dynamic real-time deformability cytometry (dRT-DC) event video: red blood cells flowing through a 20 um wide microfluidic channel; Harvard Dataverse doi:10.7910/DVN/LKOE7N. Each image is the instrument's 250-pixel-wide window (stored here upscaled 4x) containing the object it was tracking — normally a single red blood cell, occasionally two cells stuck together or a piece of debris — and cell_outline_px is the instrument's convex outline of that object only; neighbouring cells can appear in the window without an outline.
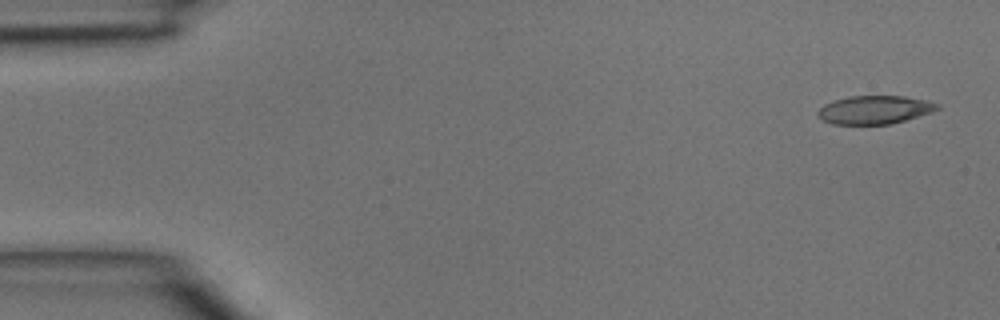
{"species": "common noctule bat (a hibernating species)", "species_latin": "Nyctalus noctula", "temperature_condition": "room temperature", "stored_images_in_passage": 3, "camera_frame_rate_fps": 3000, "um_per_image_px": 0.085, "animal": {"sex": "male", "body_mass_g": 15.6}, "frame": {"image": 1, "passage_image": 1, "time_ms": 0.0, "image_size_px": [1000, 320], "cell_outline_px": [[940, 108], [932, 112], [892, 124], [832, 124], [824, 120], [816, 112], [824, 104], [848, 96], [904, 96], [928, 100], [940, 104]], "centroid_in_image_um": [74.39, 9.33], "position_along_channel_um": 10.6, "area_um2": 19.71}}